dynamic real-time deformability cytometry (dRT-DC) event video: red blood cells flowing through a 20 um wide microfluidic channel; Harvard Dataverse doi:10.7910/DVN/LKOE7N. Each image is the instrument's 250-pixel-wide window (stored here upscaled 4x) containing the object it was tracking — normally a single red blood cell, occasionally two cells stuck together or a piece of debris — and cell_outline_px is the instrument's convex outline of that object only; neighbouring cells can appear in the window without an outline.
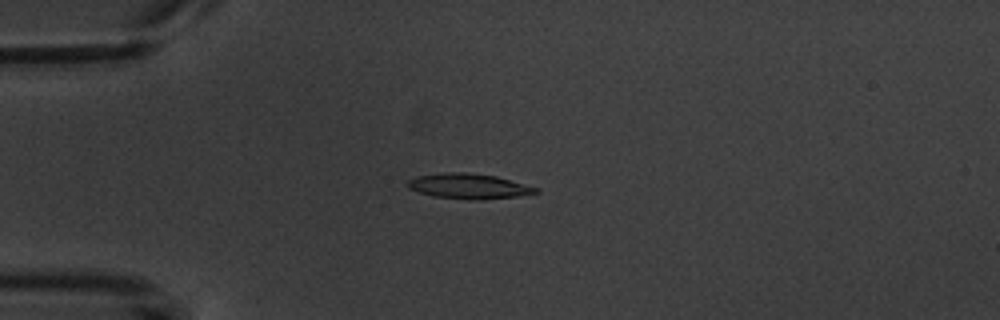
{"species": "common noctule bat (a hibernating species)", "species_latin": "Nyctalus noctula", "temperature_condition": "warm", "stored_images_in_passage": 9, "camera_frame_rate_fps": 3000, "um_per_image_px": 0.085, "animal": {"sex": "male", "body_mass_g": 20.1, "forearm_length_mm": 53.5}, "frame": {"image": 1, "passage_image": 4, "time_ms": 3.667, "image_size_px": [1000, 320], "cell_outline_px": [[540, 192], [520, 196], [480, 200], [472, 200], [432, 196], [408, 188], [408, 180], [416, 176], [448, 172], [464, 172], [496, 176], [540, 188]], "centroid_in_image_um": [39.89, 15.83], "position_along_channel_um": 45.1, "area_um2": 18.84}}
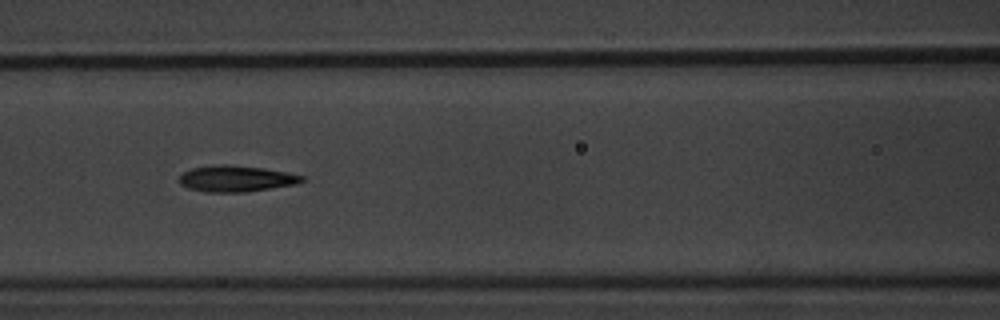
{"frame": {"image": 2, "passage_image": 7, "time_ms": 7.0, "image_size_px": [1000, 320], "cell_outline_px": [[304, 180], [292, 184], [244, 192], [204, 192], [188, 188], [180, 184], [180, 176], [184, 172], [192, 168], [212, 164], [228, 164], [264, 168], [304, 176]], "centroid_in_image_um": [19.99, 15.17], "position_along_channel_um": 146.6, "area_um2": 18.5}}
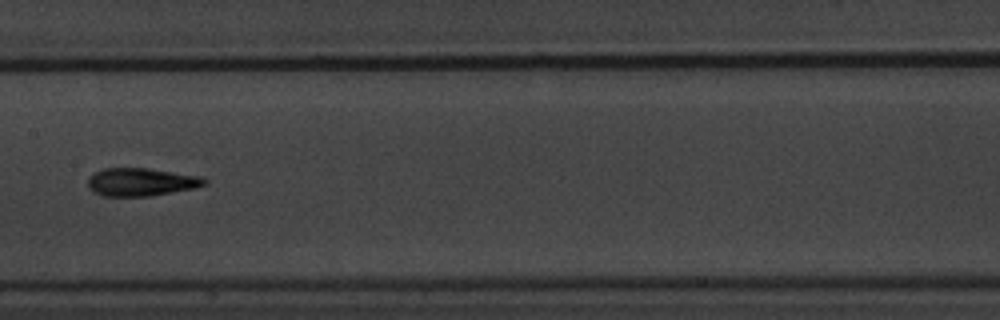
{"frame": {"image": 3, "passage_image": 8, "time_ms": 8.333, "image_size_px": [1000, 320], "cell_outline_px": [[208, 184], [196, 188], [152, 196], [100, 196], [88, 188], [88, 176], [104, 168], [148, 168], [200, 176], [208, 180]], "centroid_in_image_um": [12.01, 15.48], "position_along_channel_um": 195.4, "area_um2": 19.25}}